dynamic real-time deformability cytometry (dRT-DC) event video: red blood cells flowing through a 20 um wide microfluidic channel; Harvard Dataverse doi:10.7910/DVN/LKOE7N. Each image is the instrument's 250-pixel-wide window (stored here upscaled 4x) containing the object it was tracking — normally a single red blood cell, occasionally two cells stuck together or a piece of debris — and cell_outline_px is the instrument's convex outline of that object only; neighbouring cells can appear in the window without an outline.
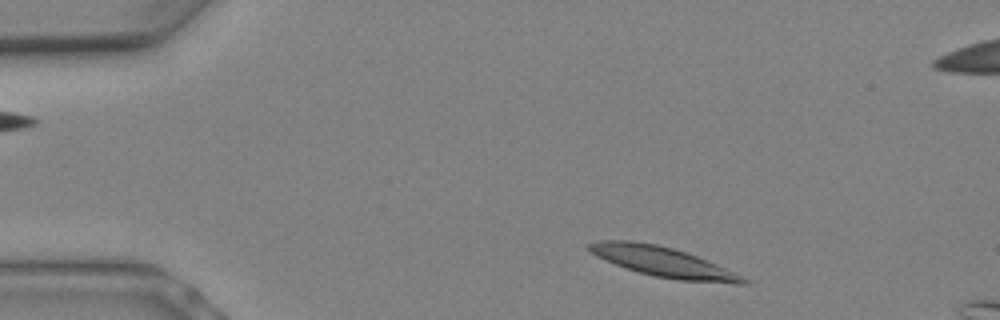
{"species": "Egyptian fruit bat (a non-hibernating species)", "species_latin": "Rousettus aegyptiacus", "temperature_condition": "warm", "stored_images_in_passage": 5, "camera_frame_rate_fps": 3000, "um_per_image_px": 0.085, "animal": {"sex": "female"}, "frame": {"image": 1, "passage_image": 1, "time_ms": 0.0, "image_size_px": [1000, 320], "cell_outline_px": [[752, 280], [748, 284], [732, 284], [680, 280], [656, 276], [640, 272], [616, 264], [596, 256], [584, 244], [600, 240], [632, 240], [656, 244], [672, 248], [696, 256], [736, 272]], "centroid_in_image_um": [56.42, 22.26], "position_along_channel_um": 28.6, "area_um2": 26.76}}